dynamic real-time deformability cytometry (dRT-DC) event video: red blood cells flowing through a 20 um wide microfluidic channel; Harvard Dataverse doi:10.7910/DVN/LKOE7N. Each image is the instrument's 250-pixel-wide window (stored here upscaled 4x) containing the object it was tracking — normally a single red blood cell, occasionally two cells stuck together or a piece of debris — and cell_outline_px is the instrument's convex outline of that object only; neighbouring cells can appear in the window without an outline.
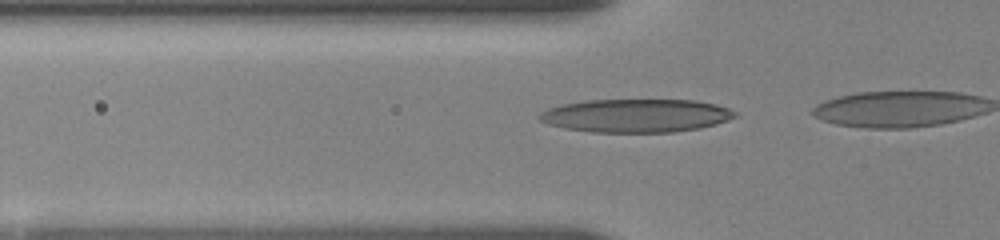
{"species": "human", "species_latin": "Homo sapiens", "temperature_condition": "room temperature", "stored_images_in_passage": 15, "camera_frame_rate_fps": 3000, "um_per_image_px": 0.085, "donor": {"sex": "female"}, "frame": {"image": 1, "passage_image": 10, "time_ms": 3.0, "image_size_px": [1000, 240], "cell_outline_px": [[740, 116], [716, 124], [700, 128], [672, 132], [592, 132], [564, 128], [548, 124], [540, 120], [536, 116], [540, 112], [548, 108], [560, 104], [588, 100], [696, 100], [716, 104], [728, 108], [736, 112]], "centroid_in_image_um": [54.06, 9.82], "position_along_channel_um": 71.7, "area_um2": 38.21}}
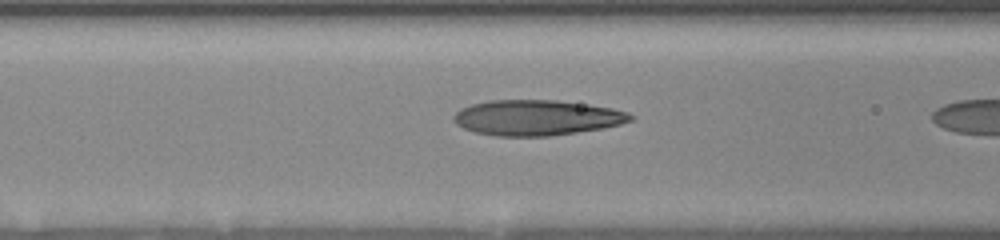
{"frame": {"image": 2, "passage_image": 14, "time_ms": 4.333, "image_size_px": [1000, 240], "cell_outline_px": [[636, 116], [632, 120], [620, 124], [604, 128], [552, 136], [496, 136], [476, 132], [464, 128], [456, 124], [452, 120], [452, 116], [460, 108], [472, 104], [488, 100], [556, 100], [588, 104], [612, 108], [628, 112]], "centroid_in_image_um": [45.63, 10.0], "position_along_channel_um": 121.0, "area_um2": 36.76}}